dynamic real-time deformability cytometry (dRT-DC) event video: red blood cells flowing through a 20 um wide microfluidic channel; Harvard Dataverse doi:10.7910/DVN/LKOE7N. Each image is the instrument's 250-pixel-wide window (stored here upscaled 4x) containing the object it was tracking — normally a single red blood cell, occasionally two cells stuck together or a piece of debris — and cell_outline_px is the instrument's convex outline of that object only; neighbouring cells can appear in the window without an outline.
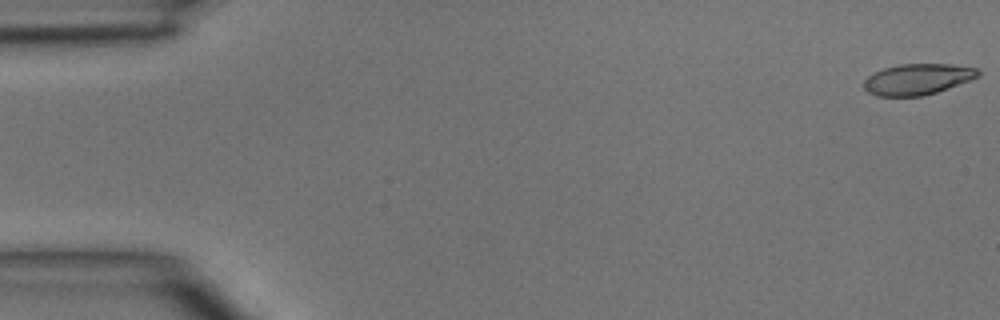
{"species": "common noctule bat (a hibernating species)", "species_latin": "Nyctalus noctula", "temperature_condition": "room temperature", "stored_images_in_passage": 42, "camera_frame_rate_fps": 3000, "um_per_image_px": 0.085, "animal": {"sex": "male", "body_mass_g": 15.6}, "frame": {"image": 1, "passage_image": 1, "time_ms": 0.0, "image_size_px": [1000, 320], "cell_outline_px": [[980, 76], [972, 80], [936, 92], [920, 96], [876, 96], [868, 92], [864, 88], [864, 80], [872, 72], [884, 68], [900, 64], [952, 64], [976, 68], [980, 72]], "centroid_in_image_um": [77.99, 6.73], "position_along_channel_um": 7.0, "area_um2": 20.69}}
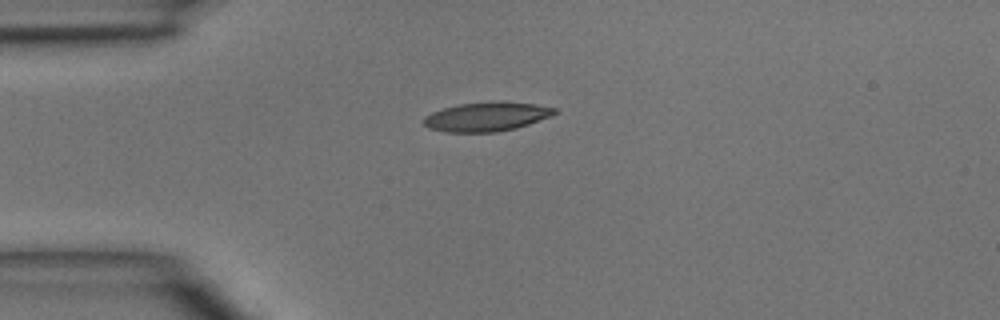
{"frame": {"image": 2, "passage_image": 12, "time_ms": 3.667, "image_size_px": [1000, 320], "cell_outline_px": [[556, 112], [548, 116], [528, 124], [516, 128], [496, 132], [444, 132], [428, 128], [424, 124], [424, 116], [432, 112], [444, 108], [460, 104], [492, 100], [496, 100], [536, 104], [556, 108]], "centroid_in_image_um": [41.33, 9.9], "position_along_channel_um": 43.7, "area_um2": 22.25}}
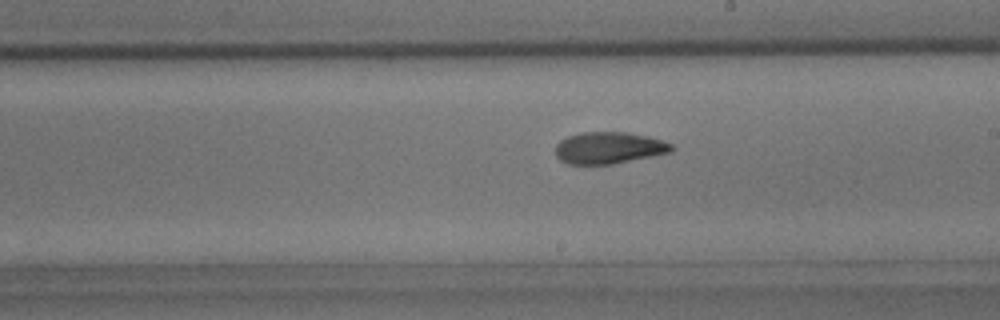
{"frame": {"image": 3, "passage_image": 27, "time_ms": 8.667, "image_size_px": [1000, 320], "cell_outline_px": [[676, 148], [672, 152], [612, 164], [568, 164], [560, 160], [556, 156], [556, 144], [560, 140], [568, 136], [584, 132], [624, 132], [648, 136], [672, 144]], "centroid_in_image_um": [51.76, 12.57], "position_along_channel_um": 237.2, "area_um2": 21.44}}